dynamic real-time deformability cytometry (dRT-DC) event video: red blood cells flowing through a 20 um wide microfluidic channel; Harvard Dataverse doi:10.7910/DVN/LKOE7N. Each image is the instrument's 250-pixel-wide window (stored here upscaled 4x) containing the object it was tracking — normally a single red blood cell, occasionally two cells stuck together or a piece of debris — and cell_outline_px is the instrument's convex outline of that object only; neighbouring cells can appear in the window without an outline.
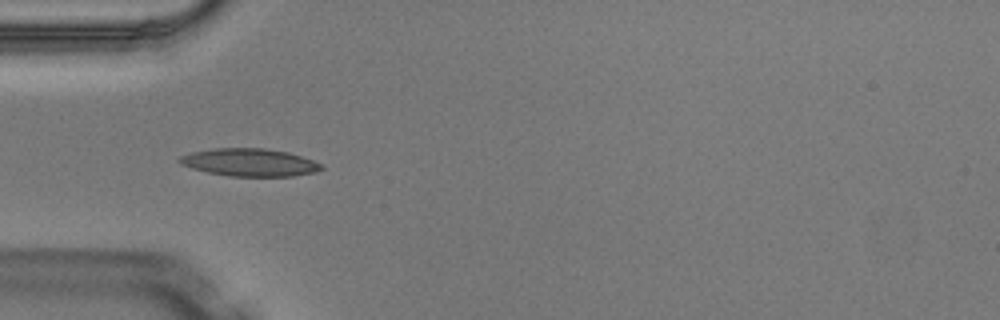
{"species": "Egyptian fruit bat (a non-hibernating species)", "species_latin": "Rousettus aegyptiacus", "temperature_condition": "warm", "stored_images_in_passage": 6, "camera_frame_rate_fps": 3000, "um_per_image_px": 0.085, "animal": {"sex": "male"}, "frame": {"image": 1, "passage_image": 4, "time_ms": 1.0, "image_size_px": [1000, 320], "cell_outline_px": [[324, 168], [316, 172], [292, 176], [232, 176], [208, 172], [192, 168], [180, 164], [176, 160], [180, 156], [192, 152], [216, 148], [264, 148], [288, 152], [324, 164]], "centroid_in_image_um": [21.23, 13.8], "position_along_channel_um": 63.8, "area_um2": 22.83}}
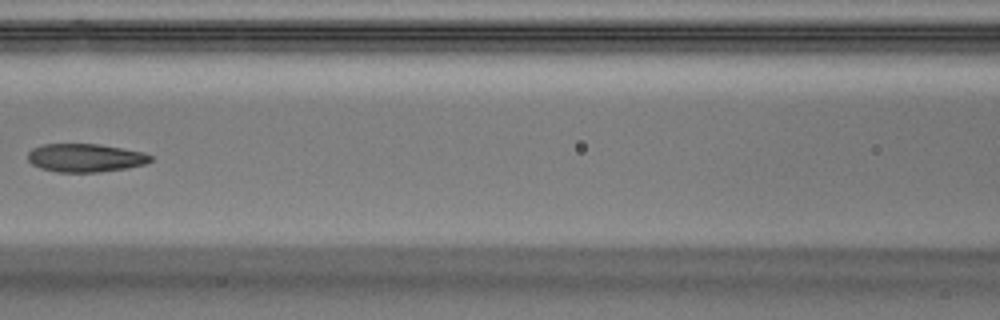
{"frame": {"image": 2, "passage_image": 6, "time_ms": 1.667, "image_size_px": [1000, 320], "cell_outline_px": [[152, 160], [144, 164], [128, 168], [100, 172], [56, 172], [40, 168], [32, 164], [28, 160], [28, 152], [32, 148], [44, 144], [96, 144], [144, 152], [152, 156]], "centroid_in_image_um": [7.24, 13.42], "position_along_channel_um": 159.4, "area_um2": 20.23}}